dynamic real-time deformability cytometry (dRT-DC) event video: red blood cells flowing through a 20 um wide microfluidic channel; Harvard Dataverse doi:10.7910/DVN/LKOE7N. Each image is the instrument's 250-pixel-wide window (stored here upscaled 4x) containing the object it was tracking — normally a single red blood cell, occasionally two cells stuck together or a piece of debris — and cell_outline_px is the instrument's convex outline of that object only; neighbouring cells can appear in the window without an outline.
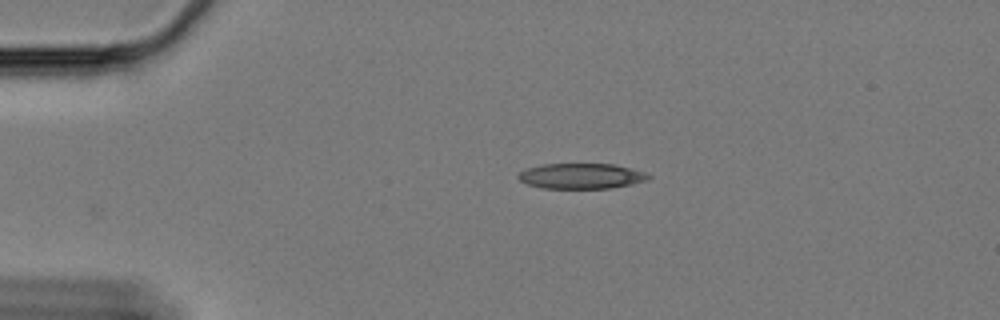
{"species": "Egyptian fruit bat (a non-hibernating species)", "species_latin": "Rousettus aegyptiacus", "temperature_condition": "cold", "stored_images_in_passage": 34, "camera_frame_rate_fps": 3000, "um_per_image_px": 0.085, "animal": {"sex": "female"}, "frame": {"image": 1, "passage_image": 1, "time_ms": 0.0, "image_size_px": [1000, 320], "cell_outline_px": [[652, 176], [648, 180], [632, 184], [612, 188], [544, 188], [528, 184], [520, 180], [516, 176], [524, 168], [544, 164], [612, 164], [644, 172]], "centroid_in_image_um": [49.39, 14.96], "position_along_channel_um": 35.6, "area_um2": 19.19}}
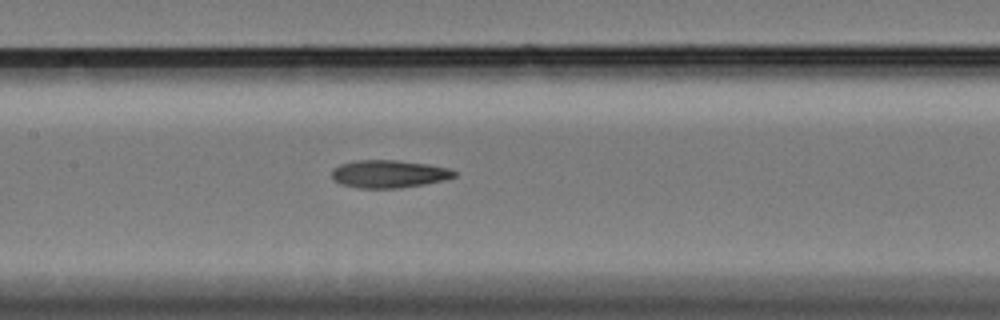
{"frame": {"image": 2, "passage_image": 17, "time_ms": 5.333, "image_size_px": [1000, 320], "cell_outline_px": [[460, 172], [456, 176], [444, 180], [424, 184], [396, 188], [360, 188], [340, 184], [332, 176], [332, 168], [340, 164], [352, 160], [396, 160], [428, 164], [448, 168]], "centroid_in_image_um": [33.06, 14.77], "position_along_channel_um": 174.3, "area_um2": 19.88}}
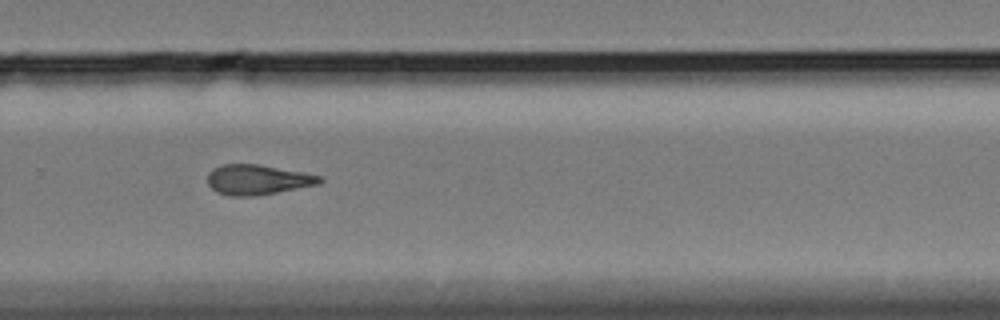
{"frame": {"image": 3, "passage_image": 29, "time_ms": 9.333, "image_size_px": [1000, 320], "cell_outline_px": [[324, 180], [320, 184], [256, 196], [228, 196], [216, 192], [208, 184], [208, 172], [212, 168], [220, 164], [260, 164], [304, 172], [320, 176]], "centroid_in_image_um": [21.88, 15.27], "position_along_channel_um": 307.9, "area_um2": 19.88}}